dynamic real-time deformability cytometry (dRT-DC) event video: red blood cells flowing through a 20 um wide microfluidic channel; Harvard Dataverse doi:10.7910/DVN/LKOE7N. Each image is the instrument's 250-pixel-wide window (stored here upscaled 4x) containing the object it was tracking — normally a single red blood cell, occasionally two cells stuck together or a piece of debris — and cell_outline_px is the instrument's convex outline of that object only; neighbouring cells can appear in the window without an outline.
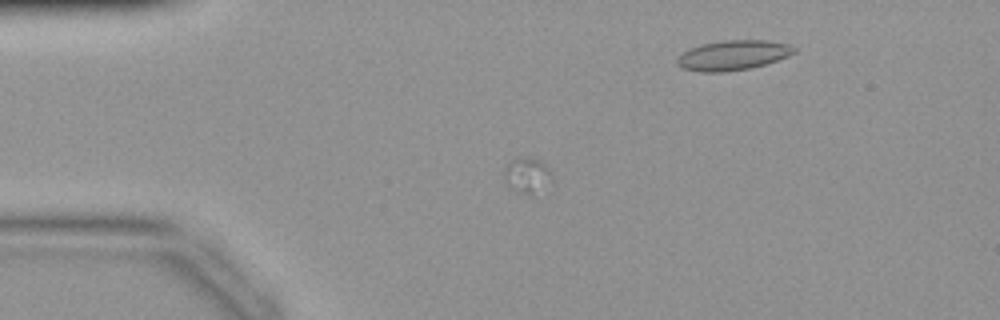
{"species": "common noctule bat (a hibernating species)", "species_latin": "Nyctalus noctula", "temperature_condition": "warm", "stored_images_in_passage": 19, "camera_frame_rate_fps": 3000, "um_per_image_px": 0.085, "animal": {"sex": "female", "body_mass_g": 19.9}, "frame": {"image": 1, "passage_image": 12, "time_ms": 3.667, "image_size_px": [1000, 320], "cell_outline_px": [[552, 184], [532, 196], [528, 196], [516, 192], [508, 188], [504, 176], [504, 172], [508, 164], [512, 160], [520, 156], [524, 156], [540, 160], [548, 164], [552, 172]], "centroid_in_image_um": [44.87, 14.93], "position_along_channel_um": 40.1, "area_um2": 10.52}}